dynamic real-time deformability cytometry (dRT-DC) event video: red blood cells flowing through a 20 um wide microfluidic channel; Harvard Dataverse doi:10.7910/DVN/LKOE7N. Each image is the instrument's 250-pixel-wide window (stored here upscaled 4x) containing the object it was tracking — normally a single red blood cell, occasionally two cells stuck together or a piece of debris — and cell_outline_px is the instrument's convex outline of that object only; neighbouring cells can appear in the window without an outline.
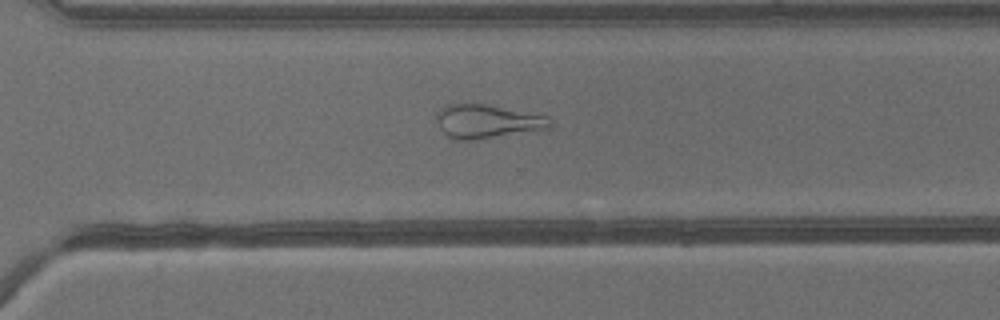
{"species": "common noctule bat (a hibernating species)", "species_latin": "Nyctalus noctula", "temperature_condition": "warm", "stored_images_in_passage": 41, "camera_frame_rate_fps": 3000, "um_per_image_px": 0.085, "animal": {"sex": "male", "body_mass_g": 13.3}, "frame": {"image": 1, "passage_image": 29, "time_ms": 9.333, "image_size_px": [1000, 320], "cell_outline_px": [[552, 128], [476, 140], [452, 140], [440, 128], [436, 120], [436, 112], [440, 108], [448, 104], [484, 104], [548, 116], [552, 120]], "centroid_in_image_um": [41.41, 10.33], "position_along_channel_um": 329.2, "area_um2": 22.43}}
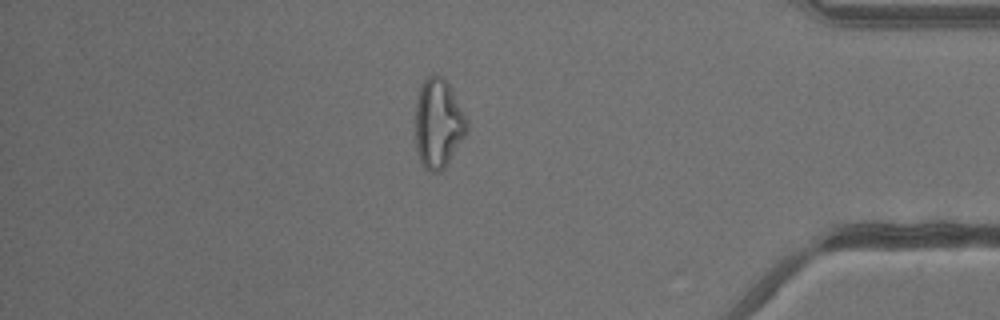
{"frame": {"image": 2, "passage_image": 35, "time_ms": 11.333, "image_size_px": [1000, 320], "cell_outline_px": [[468, 132], [444, 168], [440, 172], [428, 172], [424, 168], [420, 160], [416, 148], [416, 100], [420, 88], [424, 80], [432, 72], [444, 76], [468, 120]], "centroid_in_image_um": [37.26, 10.48], "position_along_channel_um": 397.9, "area_um2": 26.99}}
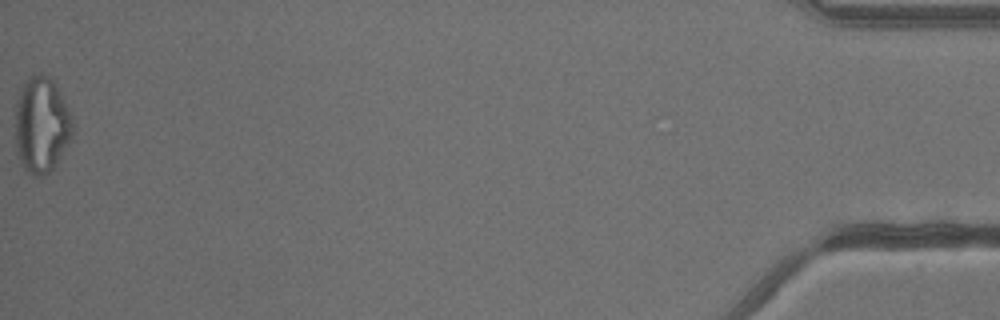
{"frame": {"image": 3, "passage_image": 41, "time_ms": 13.333, "image_size_px": [1000, 320], "cell_outline_px": [[72, 132], [56, 164], [48, 172], [40, 176], [32, 176], [24, 168], [16, 152], [16, 100], [20, 88], [24, 80], [40, 72], [52, 76], [60, 92], [68, 112], [72, 128]], "centroid_in_image_um": [3.48, 10.56], "position_along_channel_um": 431.7, "area_um2": 31.67}}